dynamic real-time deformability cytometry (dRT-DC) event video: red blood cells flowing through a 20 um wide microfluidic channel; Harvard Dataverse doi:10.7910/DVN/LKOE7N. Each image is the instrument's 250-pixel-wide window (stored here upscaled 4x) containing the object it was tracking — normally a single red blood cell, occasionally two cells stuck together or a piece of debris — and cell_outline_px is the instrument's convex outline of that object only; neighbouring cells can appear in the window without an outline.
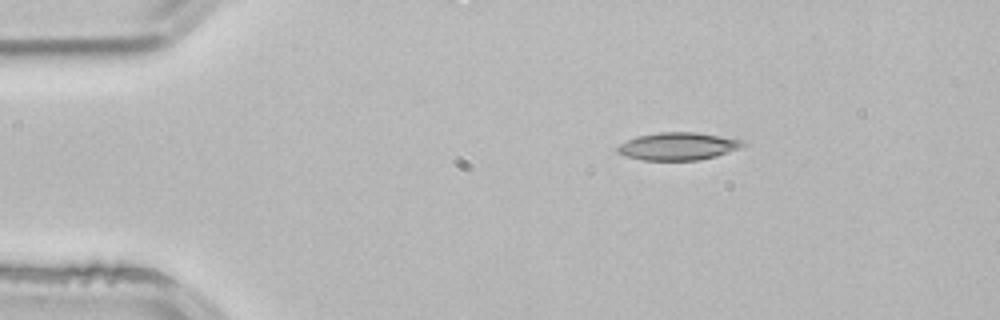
{"species": "common noctule bat (a hibernating species)", "species_latin": "Nyctalus noctula", "temperature_condition": "room temperature", "stored_images_in_passage": 2, "camera_frame_rate_fps": 3000, "um_per_image_px": 0.085, "animal": {"sex": "male", "body_mass_g": 21.5, "forearm_length_mm": 52.0}, "frame": {"image": 1, "passage_image": 1, "time_ms": 0.0, "image_size_px": [1000, 320], "cell_outline_px": [[748, 144], [740, 148], [716, 156], [700, 160], [644, 160], [628, 156], [616, 152], [616, 148], [620, 144], [628, 140], [640, 136], [660, 132], [696, 132], [744, 140]], "centroid_in_image_um": [57.68, 12.43], "position_along_channel_um": 27.3, "area_um2": 20.06}}